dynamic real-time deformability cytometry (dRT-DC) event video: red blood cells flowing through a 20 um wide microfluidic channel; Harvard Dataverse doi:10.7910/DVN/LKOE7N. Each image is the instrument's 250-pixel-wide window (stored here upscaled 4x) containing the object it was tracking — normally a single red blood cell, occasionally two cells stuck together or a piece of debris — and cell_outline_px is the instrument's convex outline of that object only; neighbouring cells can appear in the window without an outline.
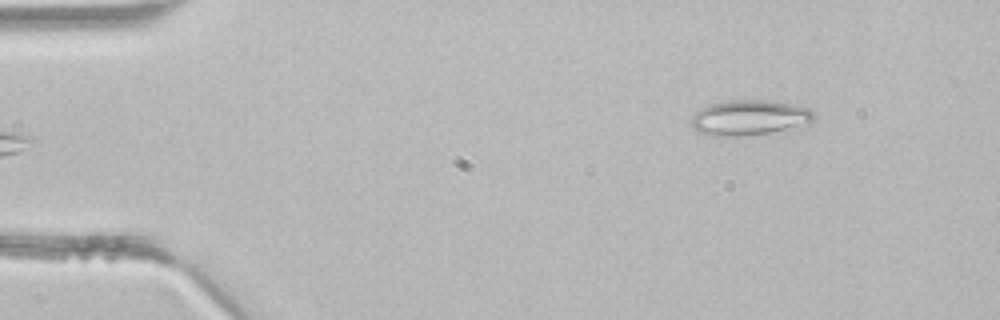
{"species": "common noctule bat (a hibernating species)", "species_latin": "Nyctalus noctula", "temperature_condition": "room temperature", "stored_images_in_passage": 3, "camera_frame_rate_fps": 3000, "um_per_image_px": 0.085, "animal": {"sex": "male", "body_mass_g": 21.5, "forearm_length_mm": 52.0}, "frame": {"image": 1, "passage_image": 3, "time_ms": 0.667, "image_size_px": [1000, 320], "cell_outline_px": [[816, 120], [804, 132], [740, 136], [712, 136], [696, 132], [692, 128], [692, 116], [700, 108], [708, 104], [728, 100], [768, 100], [808, 108], [816, 112]], "centroid_in_image_um": [63.89, 10.06], "position_along_channel_um": 21.1, "area_um2": 26.99}}